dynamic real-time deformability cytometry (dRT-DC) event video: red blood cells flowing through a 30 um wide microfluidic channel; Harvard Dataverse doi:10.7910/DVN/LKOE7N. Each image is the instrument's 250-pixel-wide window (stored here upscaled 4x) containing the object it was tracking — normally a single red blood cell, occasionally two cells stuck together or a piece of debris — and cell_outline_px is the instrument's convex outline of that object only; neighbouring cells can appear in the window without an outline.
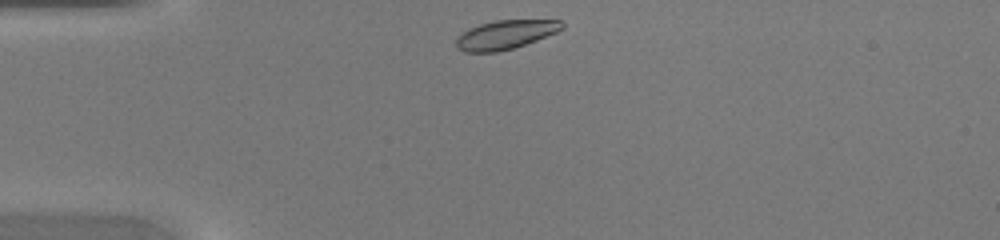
{"species": "common noctule bat (a hibernating species)", "species_latin": "Nyctalus noctula", "temperature_condition": "warm", "stored_images_in_passage": 31, "camera_frame_rate_fps": 3000, "um_per_image_px": 0.085, "animal": {"sex": "female", "body_mass_g": 20.0, "forearm_length_mm": 54.0}, "frame": {"image": 1, "passage_image": 1, "time_ms": 0.0, "image_size_px": [1000, 240], "cell_outline_px": [[564, 28], [556, 32], [536, 40], [512, 48], [496, 52], [464, 52], [456, 48], [456, 40], [468, 28], [480, 24], [496, 20], [560, 20], [564, 24]], "centroid_in_image_um": [42.95, 2.94], "position_along_channel_um": 42.1, "area_um2": 17.63}}
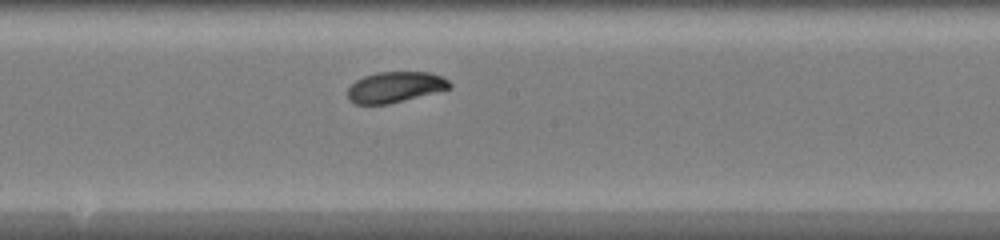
{"frame": {"image": 2, "passage_image": 15, "time_ms": 4.667, "image_size_px": [1000, 240], "cell_outline_px": [[452, 88], [388, 104], [352, 104], [348, 100], [348, 88], [356, 80], [364, 76], [376, 72], [428, 72], [440, 76], [448, 80], [452, 84]], "centroid_in_image_um": [33.56, 7.4], "position_along_channel_um": 214.6, "area_um2": 18.26}}
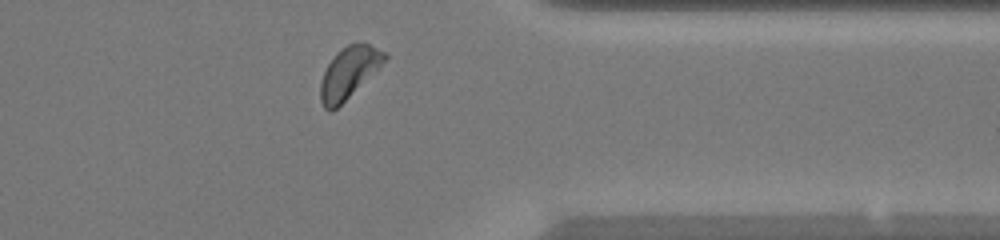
{"frame": {"image": 3, "passage_image": 27, "time_ms": 8.667, "image_size_px": [1000, 240], "cell_outline_px": [[388, 56], [332, 112], [328, 112], [324, 108], [320, 100], [320, 80], [328, 64], [336, 52], [348, 44], [368, 44], [384, 52]], "centroid_in_image_um": [29.56, 6.19], "position_along_channel_um": 381.8, "area_um2": 18.26}}